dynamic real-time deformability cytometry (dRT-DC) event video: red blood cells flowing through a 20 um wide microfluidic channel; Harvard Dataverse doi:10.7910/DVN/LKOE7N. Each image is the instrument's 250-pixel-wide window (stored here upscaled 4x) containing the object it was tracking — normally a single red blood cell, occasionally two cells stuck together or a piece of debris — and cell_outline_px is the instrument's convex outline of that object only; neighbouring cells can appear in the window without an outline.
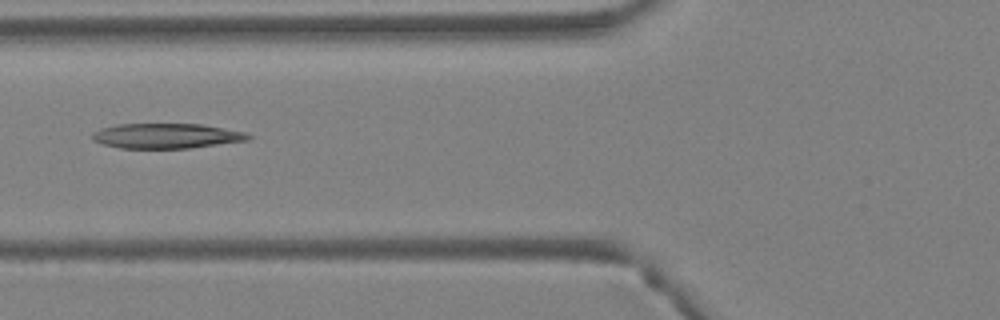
{"species": "Egyptian fruit bat (a non-hibernating species)", "species_latin": "Rousettus aegyptiacus", "temperature_condition": "warm", "stored_images_in_passage": 4, "camera_frame_rate_fps": 3000, "um_per_image_px": 0.085, "animal": {"sex": "female"}, "frame": {"image": 1, "passage_image": 4, "time_ms": 1.0, "image_size_px": [1000, 320], "cell_outline_px": [[252, 136], [248, 140], [188, 148], [120, 148], [104, 144], [92, 140], [92, 132], [100, 128], [116, 124], [200, 124], [244, 132]], "centroid_in_image_um": [14.09, 11.55], "position_along_channel_um": 111.7, "area_um2": 22.54}}